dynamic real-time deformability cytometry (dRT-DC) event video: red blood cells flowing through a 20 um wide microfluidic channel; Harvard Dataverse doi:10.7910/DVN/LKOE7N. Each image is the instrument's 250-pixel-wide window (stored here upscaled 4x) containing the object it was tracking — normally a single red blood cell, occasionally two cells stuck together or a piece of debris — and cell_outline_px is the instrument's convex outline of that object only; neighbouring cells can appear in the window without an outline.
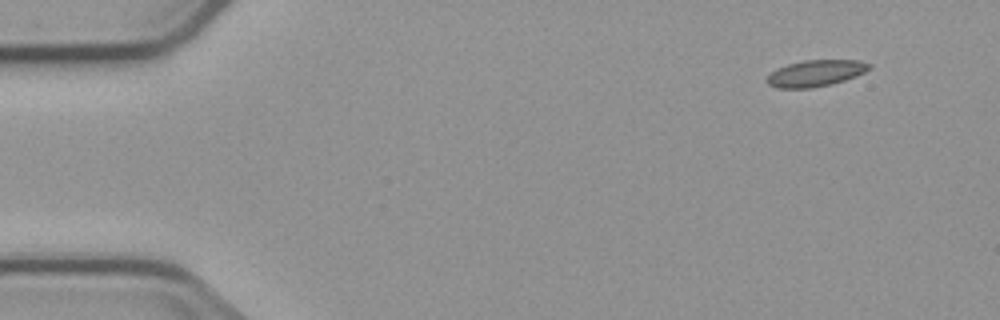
{"species": "common noctule bat (a hibernating species)", "species_latin": "Nyctalus noctula", "temperature_condition": "cold", "stored_images_in_passage": 4, "segment_of_instrument_passage": [2, 2], "camera_frame_rate_fps": 3000, "um_per_image_px": 0.085, "animal": {"sex": "male", "body_mass_g": 23.1, "forearm_length_mm": 52.7}, "frame": {"image": 1, "passage_image": 4, "time_ms": 5.0, "image_size_px": [1000, 320], "cell_outline_px": [[872, 68], [856, 76], [832, 84], [808, 88], [776, 88], [768, 84], [764, 80], [776, 68], [788, 64], [804, 60], [860, 60], [872, 64]], "centroid_in_image_um": [69.33, 6.22], "position_along_channel_um": 15.7, "area_um2": 15.84}}